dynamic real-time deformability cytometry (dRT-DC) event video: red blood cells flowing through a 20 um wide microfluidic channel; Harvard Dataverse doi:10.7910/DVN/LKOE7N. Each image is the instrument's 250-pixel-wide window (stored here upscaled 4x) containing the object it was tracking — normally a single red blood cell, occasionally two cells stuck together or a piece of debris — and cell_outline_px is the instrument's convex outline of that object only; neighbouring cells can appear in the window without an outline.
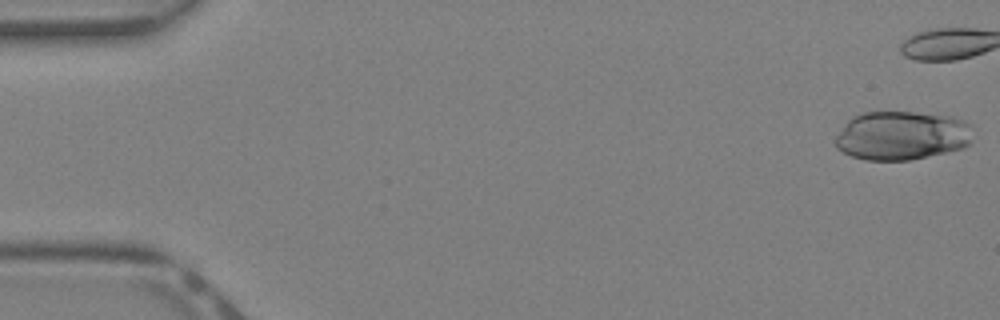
{"species": "Egyptian fruit bat (a non-hibernating species)", "species_latin": "Rousettus aegyptiacus", "temperature_condition": "warm", "stored_images_in_passage": 31, "camera_frame_rate_fps": 3000, "um_per_image_px": 0.085, "animal": {"sex": "female"}, "frame": {"image": 1, "passage_image": 1, "time_ms": 0.0, "image_size_px": [1000, 320], "cell_outline_px": [[968, 144], [964, 148], [908, 160], [864, 160], [852, 156], [836, 148], [836, 136], [848, 120], [852, 116], [864, 112], [912, 112], [952, 116], [968, 124]], "centroid_in_image_um": [76.58, 11.52], "position_along_channel_um": 8.4, "area_um2": 38.61}}